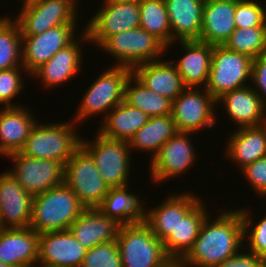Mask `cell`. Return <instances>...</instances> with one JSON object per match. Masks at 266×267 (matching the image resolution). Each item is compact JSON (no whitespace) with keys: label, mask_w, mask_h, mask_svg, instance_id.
Instances as JSON below:
<instances>
[{"label":"cell","mask_w":266,"mask_h":267,"mask_svg":"<svg viewBox=\"0 0 266 267\" xmlns=\"http://www.w3.org/2000/svg\"><path fill=\"white\" fill-rule=\"evenodd\" d=\"M81 40L75 39L67 47L59 50L46 63L36 69L30 77L37 78L45 88H53L72 81L80 72L83 63ZM57 85V86H56Z\"/></svg>","instance_id":"21"},{"label":"cell","mask_w":266,"mask_h":267,"mask_svg":"<svg viewBox=\"0 0 266 267\" xmlns=\"http://www.w3.org/2000/svg\"><path fill=\"white\" fill-rule=\"evenodd\" d=\"M148 119L147 114L123 100L106 115L98 133L109 139L129 142Z\"/></svg>","instance_id":"31"},{"label":"cell","mask_w":266,"mask_h":267,"mask_svg":"<svg viewBox=\"0 0 266 267\" xmlns=\"http://www.w3.org/2000/svg\"><path fill=\"white\" fill-rule=\"evenodd\" d=\"M22 72L27 73L24 67L0 70V104L4 108L21 106L12 101L24 87Z\"/></svg>","instance_id":"40"},{"label":"cell","mask_w":266,"mask_h":267,"mask_svg":"<svg viewBox=\"0 0 266 267\" xmlns=\"http://www.w3.org/2000/svg\"><path fill=\"white\" fill-rule=\"evenodd\" d=\"M174 62L162 59L146 62L134 67L132 75L147 89L173 102L186 88Z\"/></svg>","instance_id":"22"},{"label":"cell","mask_w":266,"mask_h":267,"mask_svg":"<svg viewBox=\"0 0 266 267\" xmlns=\"http://www.w3.org/2000/svg\"><path fill=\"white\" fill-rule=\"evenodd\" d=\"M201 200L163 241L164 251L171 260L180 261L192 248L201 225L209 214ZM208 211V212H207Z\"/></svg>","instance_id":"29"},{"label":"cell","mask_w":266,"mask_h":267,"mask_svg":"<svg viewBox=\"0 0 266 267\" xmlns=\"http://www.w3.org/2000/svg\"><path fill=\"white\" fill-rule=\"evenodd\" d=\"M246 182L253 188L257 196L266 197V156L241 170Z\"/></svg>","instance_id":"41"},{"label":"cell","mask_w":266,"mask_h":267,"mask_svg":"<svg viewBox=\"0 0 266 267\" xmlns=\"http://www.w3.org/2000/svg\"><path fill=\"white\" fill-rule=\"evenodd\" d=\"M103 71L90 87L85 91L81 99L76 116L73 121L79 126L82 121L91 116L103 114V119L117 105L124 100L125 84L132 74L128 67L112 66ZM109 111V112H108ZM75 116V117H74Z\"/></svg>","instance_id":"5"},{"label":"cell","mask_w":266,"mask_h":267,"mask_svg":"<svg viewBox=\"0 0 266 267\" xmlns=\"http://www.w3.org/2000/svg\"><path fill=\"white\" fill-rule=\"evenodd\" d=\"M191 134L177 132L151 159L149 174L154 184L185 175L184 173L193 166L197 157L196 150L192 146Z\"/></svg>","instance_id":"14"},{"label":"cell","mask_w":266,"mask_h":267,"mask_svg":"<svg viewBox=\"0 0 266 267\" xmlns=\"http://www.w3.org/2000/svg\"><path fill=\"white\" fill-rule=\"evenodd\" d=\"M70 230L39 234V267H81L87 253Z\"/></svg>","instance_id":"16"},{"label":"cell","mask_w":266,"mask_h":267,"mask_svg":"<svg viewBox=\"0 0 266 267\" xmlns=\"http://www.w3.org/2000/svg\"><path fill=\"white\" fill-rule=\"evenodd\" d=\"M71 121L48 124L37 121L19 152L30 158L58 161L65 165L81 146L83 137L77 133L78 124Z\"/></svg>","instance_id":"3"},{"label":"cell","mask_w":266,"mask_h":267,"mask_svg":"<svg viewBox=\"0 0 266 267\" xmlns=\"http://www.w3.org/2000/svg\"><path fill=\"white\" fill-rule=\"evenodd\" d=\"M76 26L78 28V25H59L36 36H21L22 65L28 77L75 40Z\"/></svg>","instance_id":"15"},{"label":"cell","mask_w":266,"mask_h":267,"mask_svg":"<svg viewBox=\"0 0 266 267\" xmlns=\"http://www.w3.org/2000/svg\"><path fill=\"white\" fill-rule=\"evenodd\" d=\"M22 37L17 22L10 16L0 18V70L22 65Z\"/></svg>","instance_id":"35"},{"label":"cell","mask_w":266,"mask_h":267,"mask_svg":"<svg viewBox=\"0 0 266 267\" xmlns=\"http://www.w3.org/2000/svg\"><path fill=\"white\" fill-rule=\"evenodd\" d=\"M216 103L223 105L237 128L262 125L266 120V104L251 85L223 94Z\"/></svg>","instance_id":"20"},{"label":"cell","mask_w":266,"mask_h":267,"mask_svg":"<svg viewBox=\"0 0 266 267\" xmlns=\"http://www.w3.org/2000/svg\"><path fill=\"white\" fill-rule=\"evenodd\" d=\"M130 186L109 188L98 209L120 225L135 224L144 221L145 206L142 198L129 192ZM138 196V197H137ZM143 202V204H142Z\"/></svg>","instance_id":"30"},{"label":"cell","mask_w":266,"mask_h":267,"mask_svg":"<svg viewBox=\"0 0 266 267\" xmlns=\"http://www.w3.org/2000/svg\"><path fill=\"white\" fill-rule=\"evenodd\" d=\"M6 157L14 163L13 168L7 172L32 196L64 184L63 163L30 158L20 152Z\"/></svg>","instance_id":"13"},{"label":"cell","mask_w":266,"mask_h":267,"mask_svg":"<svg viewBox=\"0 0 266 267\" xmlns=\"http://www.w3.org/2000/svg\"><path fill=\"white\" fill-rule=\"evenodd\" d=\"M20 3L23 6L14 20L21 36H36L59 25H77L76 0H21Z\"/></svg>","instance_id":"7"},{"label":"cell","mask_w":266,"mask_h":267,"mask_svg":"<svg viewBox=\"0 0 266 267\" xmlns=\"http://www.w3.org/2000/svg\"><path fill=\"white\" fill-rule=\"evenodd\" d=\"M172 32V45L199 41L205 0H164ZM175 42V43H174Z\"/></svg>","instance_id":"28"},{"label":"cell","mask_w":266,"mask_h":267,"mask_svg":"<svg viewBox=\"0 0 266 267\" xmlns=\"http://www.w3.org/2000/svg\"><path fill=\"white\" fill-rule=\"evenodd\" d=\"M124 101L149 117L171 115L172 101L147 89L132 74L125 84Z\"/></svg>","instance_id":"33"},{"label":"cell","mask_w":266,"mask_h":267,"mask_svg":"<svg viewBox=\"0 0 266 267\" xmlns=\"http://www.w3.org/2000/svg\"><path fill=\"white\" fill-rule=\"evenodd\" d=\"M38 247L39 234L30 227L0 228V261L4 264L38 267Z\"/></svg>","instance_id":"19"},{"label":"cell","mask_w":266,"mask_h":267,"mask_svg":"<svg viewBox=\"0 0 266 267\" xmlns=\"http://www.w3.org/2000/svg\"><path fill=\"white\" fill-rule=\"evenodd\" d=\"M90 141L81 138V146L94 159L101 177L109 188L127 186L132 155L129 142L103 137L97 133Z\"/></svg>","instance_id":"8"},{"label":"cell","mask_w":266,"mask_h":267,"mask_svg":"<svg viewBox=\"0 0 266 267\" xmlns=\"http://www.w3.org/2000/svg\"><path fill=\"white\" fill-rule=\"evenodd\" d=\"M85 207L64 183L33 196L30 228L37 234L69 230Z\"/></svg>","instance_id":"2"},{"label":"cell","mask_w":266,"mask_h":267,"mask_svg":"<svg viewBox=\"0 0 266 267\" xmlns=\"http://www.w3.org/2000/svg\"><path fill=\"white\" fill-rule=\"evenodd\" d=\"M239 210L243 219V238L249 243L247 248L266 261V215L254 223L251 210L244 208Z\"/></svg>","instance_id":"37"},{"label":"cell","mask_w":266,"mask_h":267,"mask_svg":"<svg viewBox=\"0 0 266 267\" xmlns=\"http://www.w3.org/2000/svg\"><path fill=\"white\" fill-rule=\"evenodd\" d=\"M0 267H12V266L7 265V264H4V263H2V262L0 261Z\"/></svg>","instance_id":"46"},{"label":"cell","mask_w":266,"mask_h":267,"mask_svg":"<svg viewBox=\"0 0 266 267\" xmlns=\"http://www.w3.org/2000/svg\"><path fill=\"white\" fill-rule=\"evenodd\" d=\"M236 28L266 27V5L258 0H236Z\"/></svg>","instance_id":"38"},{"label":"cell","mask_w":266,"mask_h":267,"mask_svg":"<svg viewBox=\"0 0 266 267\" xmlns=\"http://www.w3.org/2000/svg\"><path fill=\"white\" fill-rule=\"evenodd\" d=\"M241 249L231 258L217 264L214 267H266V261L255 252H240Z\"/></svg>","instance_id":"43"},{"label":"cell","mask_w":266,"mask_h":267,"mask_svg":"<svg viewBox=\"0 0 266 267\" xmlns=\"http://www.w3.org/2000/svg\"><path fill=\"white\" fill-rule=\"evenodd\" d=\"M235 10L236 0H205L199 41L224 45L236 29Z\"/></svg>","instance_id":"23"},{"label":"cell","mask_w":266,"mask_h":267,"mask_svg":"<svg viewBox=\"0 0 266 267\" xmlns=\"http://www.w3.org/2000/svg\"><path fill=\"white\" fill-rule=\"evenodd\" d=\"M164 267H183L178 260H170Z\"/></svg>","instance_id":"44"},{"label":"cell","mask_w":266,"mask_h":267,"mask_svg":"<svg viewBox=\"0 0 266 267\" xmlns=\"http://www.w3.org/2000/svg\"><path fill=\"white\" fill-rule=\"evenodd\" d=\"M120 226L115 219L104 215L98 208H85L69 230L89 250L98 244L115 241Z\"/></svg>","instance_id":"24"},{"label":"cell","mask_w":266,"mask_h":267,"mask_svg":"<svg viewBox=\"0 0 266 267\" xmlns=\"http://www.w3.org/2000/svg\"><path fill=\"white\" fill-rule=\"evenodd\" d=\"M216 105V99L206 88L200 91V88L186 87L172 102L171 117L177 131L195 134L200 130L215 127Z\"/></svg>","instance_id":"11"},{"label":"cell","mask_w":266,"mask_h":267,"mask_svg":"<svg viewBox=\"0 0 266 267\" xmlns=\"http://www.w3.org/2000/svg\"><path fill=\"white\" fill-rule=\"evenodd\" d=\"M81 267H122L116 240L89 249Z\"/></svg>","instance_id":"39"},{"label":"cell","mask_w":266,"mask_h":267,"mask_svg":"<svg viewBox=\"0 0 266 267\" xmlns=\"http://www.w3.org/2000/svg\"><path fill=\"white\" fill-rule=\"evenodd\" d=\"M98 48L117 60L114 66L131 69L160 60L162 53L167 52L159 39L140 27L109 36Z\"/></svg>","instance_id":"6"},{"label":"cell","mask_w":266,"mask_h":267,"mask_svg":"<svg viewBox=\"0 0 266 267\" xmlns=\"http://www.w3.org/2000/svg\"><path fill=\"white\" fill-rule=\"evenodd\" d=\"M177 132L171 115L149 117L147 123L129 140L130 150L152 152L151 158L153 159L161 146Z\"/></svg>","instance_id":"32"},{"label":"cell","mask_w":266,"mask_h":267,"mask_svg":"<svg viewBox=\"0 0 266 267\" xmlns=\"http://www.w3.org/2000/svg\"><path fill=\"white\" fill-rule=\"evenodd\" d=\"M102 5L80 32L79 39L86 44L99 47L109 36L140 27L139 2H104Z\"/></svg>","instance_id":"12"},{"label":"cell","mask_w":266,"mask_h":267,"mask_svg":"<svg viewBox=\"0 0 266 267\" xmlns=\"http://www.w3.org/2000/svg\"><path fill=\"white\" fill-rule=\"evenodd\" d=\"M37 119L25 106L0 109V156L19 152Z\"/></svg>","instance_id":"25"},{"label":"cell","mask_w":266,"mask_h":267,"mask_svg":"<svg viewBox=\"0 0 266 267\" xmlns=\"http://www.w3.org/2000/svg\"><path fill=\"white\" fill-rule=\"evenodd\" d=\"M33 196L7 171L0 174V224L1 228L30 226Z\"/></svg>","instance_id":"18"},{"label":"cell","mask_w":266,"mask_h":267,"mask_svg":"<svg viewBox=\"0 0 266 267\" xmlns=\"http://www.w3.org/2000/svg\"><path fill=\"white\" fill-rule=\"evenodd\" d=\"M185 54L174 66L186 87H206L213 53V45L201 41H178Z\"/></svg>","instance_id":"27"},{"label":"cell","mask_w":266,"mask_h":267,"mask_svg":"<svg viewBox=\"0 0 266 267\" xmlns=\"http://www.w3.org/2000/svg\"><path fill=\"white\" fill-rule=\"evenodd\" d=\"M252 59L266 54V27L236 28L223 45Z\"/></svg>","instance_id":"36"},{"label":"cell","mask_w":266,"mask_h":267,"mask_svg":"<svg viewBox=\"0 0 266 267\" xmlns=\"http://www.w3.org/2000/svg\"><path fill=\"white\" fill-rule=\"evenodd\" d=\"M64 183L85 208H98L109 191L94 159L82 146L65 163Z\"/></svg>","instance_id":"10"},{"label":"cell","mask_w":266,"mask_h":267,"mask_svg":"<svg viewBox=\"0 0 266 267\" xmlns=\"http://www.w3.org/2000/svg\"><path fill=\"white\" fill-rule=\"evenodd\" d=\"M141 0H104L109 3L140 2Z\"/></svg>","instance_id":"45"},{"label":"cell","mask_w":266,"mask_h":267,"mask_svg":"<svg viewBox=\"0 0 266 267\" xmlns=\"http://www.w3.org/2000/svg\"><path fill=\"white\" fill-rule=\"evenodd\" d=\"M252 60L248 55L229 50L223 45L213 46L205 88L217 100L227 92L249 85Z\"/></svg>","instance_id":"9"},{"label":"cell","mask_w":266,"mask_h":267,"mask_svg":"<svg viewBox=\"0 0 266 267\" xmlns=\"http://www.w3.org/2000/svg\"><path fill=\"white\" fill-rule=\"evenodd\" d=\"M140 28L159 39L168 51L172 45V32L164 0L139 2Z\"/></svg>","instance_id":"34"},{"label":"cell","mask_w":266,"mask_h":267,"mask_svg":"<svg viewBox=\"0 0 266 267\" xmlns=\"http://www.w3.org/2000/svg\"><path fill=\"white\" fill-rule=\"evenodd\" d=\"M193 192H180L165 197L159 206L144 211V222L150 227L153 234L164 241L176 229L180 221L201 201ZM148 210V211H147Z\"/></svg>","instance_id":"17"},{"label":"cell","mask_w":266,"mask_h":267,"mask_svg":"<svg viewBox=\"0 0 266 267\" xmlns=\"http://www.w3.org/2000/svg\"><path fill=\"white\" fill-rule=\"evenodd\" d=\"M226 156L239 170L266 156L265 126L237 128L227 137Z\"/></svg>","instance_id":"26"},{"label":"cell","mask_w":266,"mask_h":267,"mask_svg":"<svg viewBox=\"0 0 266 267\" xmlns=\"http://www.w3.org/2000/svg\"><path fill=\"white\" fill-rule=\"evenodd\" d=\"M209 216L204 219L192 248L179 261L183 267H214L246 248L242 243L243 219L239 209L221 211L213 221Z\"/></svg>","instance_id":"1"},{"label":"cell","mask_w":266,"mask_h":267,"mask_svg":"<svg viewBox=\"0 0 266 267\" xmlns=\"http://www.w3.org/2000/svg\"><path fill=\"white\" fill-rule=\"evenodd\" d=\"M116 242L122 267H164L171 260L144 221L121 225Z\"/></svg>","instance_id":"4"},{"label":"cell","mask_w":266,"mask_h":267,"mask_svg":"<svg viewBox=\"0 0 266 267\" xmlns=\"http://www.w3.org/2000/svg\"><path fill=\"white\" fill-rule=\"evenodd\" d=\"M251 87L266 104V54L252 60ZM254 85V86H252Z\"/></svg>","instance_id":"42"}]
</instances>
